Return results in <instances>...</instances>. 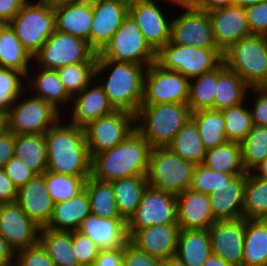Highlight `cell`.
<instances>
[{
    "label": "cell",
    "instance_id": "cell-42",
    "mask_svg": "<svg viewBox=\"0 0 267 266\" xmlns=\"http://www.w3.org/2000/svg\"><path fill=\"white\" fill-rule=\"evenodd\" d=\"M217 83L218 68L190 80L187 104L192 112L214 109Z\"/></svg>",
    "mask_w": 267,
    "mask_h": 266
},
{
    "label": "cell",
    "instance_id": "cell-22",
    "mask_svg": "<svg viewBox=\"0 0 267 266\" xmlns=\"http://www.w3.org/2000/svg\"><path fill=\"white\" fill-rule=\"evenodd\" d=\"M216 46L224 52L241 38L251 35L245 8L230 5L208 12Z\"/></svg>",
    "mask_w": 267,
    "mask_h": 266
},
{
    "label": "cell",
    "instance_id": "cell-20",
    "mask_svg": "<svg viewBox=\"0 0 267 266\" xmlns=\"http://www.w3.org/2000/svg\"><path fill=\"white\" fill-rule=\"evenodd\" d=\"M180 227L158 224L140 230H127L129 241L138 249L161 260L175 255Z\"/></svg>",
    "mask_w": 267,
    "mask_h": 266
},
{
    "label": "cell",
    "instance_id": "cell-43",
    "mask_svg": "<svg viewBox=\"0 0 267 266\" xmlns=\"http://www.w3.org/2000/svg\"><path fill=\"white\" fill-rule=\"evenodd\" d=\"M43 176L54 204L67 201L76 196L84 189L85 181L89 177L57 174L49 170H46Z\"/></svg>",
    "mask_w": 267,
    "mask_h": 266
},
{
    "label": "cell",
    "instance_id": "cell-7",
    "mask_svg": "<svg viewBox=\"0 0 267 266\" xmlns=\"http://www.w3.org/2000/svg\"><path fill=\"white\" fill-rule=\"evenodd\" d=\"M195 164L167 147L152 148L146 179L148 186L179 195L192 184Z\"/></svg>",
    "mask_w": 267,
    "mask_h": 266
},
{
    "label": "cell",
    "instance_id": "cell-27",
    "mask_svg": "<svg viewBox=\"0 0 267 266\" xmlns=\"http://www.w3.org/2000/svg\"><path fill=\"white\" fill-rule=\"evenodd\" d=\"M245 184L246 175H236L208 195L215 221L234 220L244 217Z\"/></svg>",
    "mask_w": 267,
    "mask_h": 266
},
{
    "label": "cell",
    "instance_id": "cell-12",
    "mask_svg": "<svg viewBox=\"0 0 267 266\" xmlns=\"http://www.w3.org/2000/svg\"><path fill=\"white\" fill-rule=\"evenodd\" d=\"M181 14L173 17L170 41L179 45L199 48H218L213 38L209 13L197 8L190 0H180Z\"/></svg>",
    "mask_w": 267,
    "mask_h": 266
},
{
    "label": "cell",
    "instance_id": "cell-44",
    "mask_svg": "<svg viewBox=\"0 0 267 266\" xmlns=\"http://www.w3.org/2000/svg\"><path fill=\"white\" fill-rule=\"evenodd\" d=\"M241 146L244 170L252 172L267 157V126L253 125Z\"/></svg>",
    "mask_w": 267,
    "mask_h": 266
},
{
    "label": "cell",
    "instance_id": "cell-62",
    "mask_svg": "<svg viewBox=\"0 0 267 266\" xmlns=\"http://www.w3.org/2000/svg\"><path fill=\"white\" fill-rule=\"evenodd\" d=\"M252 172L258 177L267 179V157Z\"/></svg>",
    "mask_w": 267,
    "mask_h": 266
},
{
    "label": "cell",
    "instance_id": "cell-40",
    "mask_svg": "<svg viewBox=\"0 0 267 266\" xmlns=\"http://www.w3.org/2000/svg\"><path fill=\"white\" fill-rule=\"evenodd\" d=\"M167 148L184 160L194 164H203L204 162L206 149L192 119L188 120L177 132Z\"/></svg>",
    "mask_w": 267,
    "mask_h": 266
},
{
    "label": "cell",
    "instance_id": "cell-25",
    "mask_svg": "<svg viewBox=\"0 0 267 266\" xmlns=\"http://www.w3.org/2000/svg\"><path fill=\"white\" fill-rule=\"evenodd\" d=\"M16 202L39 227H45L49 223L54 203L49 195L43 174L35 175L18 189Z\"/></svg>",
    "mask_w": 267,
    "mask_h": 266
},
{
    "label": "cell",
    "instance_id": "cell-29",
    "mask_svg": "<svg viewBox=\"0 0 267 266\" xmlns=\"http://www.w3.org/2000/svg\"><path fill=\"white\" fill-rule=\"evenodd\" d=\"M91 213L90 201L85 189L73 198L55 203L48 229L76 231L83 219Z\"/></svg>",
    "mask_w": 267,
    "mask_h": 266
},
{
    "label": "cell",
    "instance_id": "cell-39",
    "mask_svg": "<svg viewBox=\"0 0 267 266\" xmlns=\"http://www.w3.org/2000/svg\"><path fill=\"white\" fill-rule=\"evenodd\" d=\"M84 189L89 197L92 214L107 219L123 218L118 211L111 182L90 175L85 181Z\"/></svg>",
    "mask_w": 267,
    "mask_h": 266
},
{
    "label": "cell",
    "instance_id": "cell-21",
    "mask_svg": "<svg viewBox=\"0 0 267 266\" xmlns=\"http://www.w3.org/2000/svg\"><path fill=\"white\" fill-rule=\"evenodd\" d=\"M71 107L72 109H68L69 112H67L68 114L71 112L69 114L70 117L68 114L64 117L70 120L71 124L81 128H85L92 121L115 111L103 87L98 81L95 82V80L94 83L91 82L80 94L72 98L69 108Z\"/></svg>",
    "mask_w": 267,
    "mask_h": 266
},
{
    "label": "cell",
    "instance_id": "cell-45",
    "mask_svg": "<svg viewBox=\"0 0 267 266\" xmlns=\"http://www.w3.org/2000/svg\"><path fill=\"white\" fill-rule=\"evenodd\" d=\"M97 62H85L63 66L57 70L58 76L68 95L73 98L94 82Z\"/></svg>",
    "mask_w": 267,
    "mask_h": 266
},
{
    "label": "cell",
    "instance_id": "cell-37",
    "mask_svg": "<svg viewBox=\"0 0 267 266\" xmlns=\"http://www.w3.org/2000/svg\"><path fill=\"white\" fill-rule=\"evenodd\" d=\"M203 164L209 169L230 175H246L242 163V146L238 142H227L206 150Z\"/></svg>",
    "mask_w": 267,
    "mask_h": 266
},
{
    "label": "cell",
    "instance_id": "cell-54",
    "mask_svg": "<svg viewBox=\"0 0 267 266\" xmlns=\"http://www.w3.org/2000/svg\"><path fill=\"white\" fill-rule=\"evenodd\" d=\"M253 91V106H250L253 125L267 126V87L250 88Z\"/></svg>",
    "mask_w": 267,
    "mask_h": 266
},
{
    "label": "cell",
    "instance_id": "cell-11",
    "mask_svg": "<svg viewBox=\"0 0 267 266\" xmlns=\"http://www.w3.org/2000/svg\"><path fill=\"white\" fill-rule=\"evenodd\" d=\"M97 57L88 42L56 30L33 56V65L57 71L67 65L97 62Z\"/></svg>",
    "mask_w": 267,
    "mask_h": 266
},
{
    "label": "cell",
    "instance_id": "cell-2",
    "mask_svg": "<svg viewBox=\"0 0 267 266\" xmlns=\"http://www.w3.org/2000/svg\"><path fill=\"white\" fill-rule=\"evenodd\" d=\"M151 145L135 129L114 148L92 157L91 176L107 182L120 178L146 176Z\"/></svg>",
    "mask_w": 267,
    "mask_h": 266
},
{
    "label": "cell",
    "instance_id": "cell-46",
    "mask_svg": "<svg viewBox=\"0 0 267 266\" xmlns=\"http://www.w3.org/2000/svg\"><path fill=\"white\" fill-rule=\"evenodd\" d=\"M249 102L221 110L225 120L227 140L241 143L252 129V115Z\"/></svg>",
    "mask_w": 267,
    "mask_h": 266
},
{
    "label": "cell",
    "instance_id": "cell-55",
    "mask_svg": "<svg viewBox=\"0 0 267 266\" xmlns=\"http://www.w3.org/2000/svg\"><path fill=\"white\" fill-rule=\"evenodd\" d=\"M15 134L6 127L0 131V169L14 156Z\"/></svg>",
    "mask_w": 267,
    "mask_h": 266
},
{
    "label": "cell",
    "instance_id": "cell-41",
    "mask_svg": "<svg viewBox=\"0 0 267 266\" xmlns=\"http://www.w3.org/2000/svg\"><path fill=\"white\" fill-rule=\"evenodd\" d=\"M243 211L245 219H267V179L253 172L246 174Z\"/></svg>",
    "mask_w": 267,
    "mask_h": 266
},
{
    "label": "cell",
    "instance_id": "cell-65",
    "mask_svg": "<svg viewBox=\"0 0 267 266\" xmlns=\"http://www.w3.org/2000/svg\"><path fill=\"white\" fill-rule=\"evenodd\" d=\"M41 1L46 2V3L50 4L51 6L55 7V6H58L61 4L78 2V1H82V0H41Z\"/></svg>",
    "mask_w": 267,
    "mask_h": 266
},
{
    "label": "cell",
    "instance_id": "cell-32",
    "mask_svg": "<svg viewBox=\"0 0 267 266\" xmlns=\"http://www.w3.org/2000/svg\"><path fill=\"white\" fill-rule=\"evenodd\" d=\"M249 90L250 87L235 72L230 71L222 63L218 67L214 110L221 111L245 102L246 96L252 92Z\"/></svg>",
    "mask_w": 267,
    "mask_h": 266
},
{
    "label": "cell",
    "instance_id": "cell-36",
    "mask_svg": "<svg viewBox=\"0 0 267 266\" xmlns=\"http://www.w3.org/2000/svg\"><path fill=\"white\" fill-rule=\"evenodd\" d=\"M203 146L206 150L229 142L226 137L225 120L220 110L204 109L192 112Z\"/></svg>",
    "mask_w": 267,
    "mask_h": 266
},
{
    "label": "cell",
    "instance_id": "cell-24",
    "mask_svg": "<svg viewBox=\"0 0 267 266\" xmlns=\"http://www.w3.org/2000/svg\"><path fill=\"white\" fill-rule=\"evenodd\" d=\"M176 198L180 229L205 230L215 222L208 194L188 188Z\"/></svg>",
    "mask_w": 267,
    "mask_h": 266
},
{
    "label": "cell",
    "instance_id": "cell-10",
    "mask_svg": "<svg viewBox=\"0 0 267 266\" xmlns=\"http://www.w3.org/2000/svg\"><path fill=\"white\" fill-rule=\"evenodd\" d=\"M97 60L130 62L148 67L156 62V52L146 42L135 18L128 13Z\"/></svg>",
    "mask_w": 267,
    "mask_h": 266
},
{
    "label": "cell",
    "instance_id": "cell-19",
    "mask_svg": "<svg viewBox=\"0 0 267 266\" xmlns=\"http://www.w3.org/2000/svg\"><path fill=\"white\" fill-rule=\"evenodd\" d=\"M212 254L234 266H242L245 218L215 221L209 228Z\"/></svg>",
    "mask_w": 267,
    "mask_h": 266
},
{
    "label": "cell",
    "instance_id": "cell-6",
    "mask_svg": "<svg viewBox=\"0 0 267 266\" xmlns=\"http://www.w3.org/2000/svg\"><path fill=\"white\" fill-rule=\"evenodd\" d=\"M156 63L191 80L218 68L223 63V52L219 48H199L169 41L156 53Z\"/></svg>",
    "mask_w": 267,
    "mask_h": 266
},
{
    "label": "cell",
    "instance_id": "cell-50",
    "mask_svg": "<svg viewBox=\"0 0 267 266\" xmlns=\"http://www.w3.org/2000/svg\"><path fill=\"white\" fill-rule=\"evenodd\" d=\"M16 266H55V263L46 254L38 243L31 247L19 250L15 256Z\"/></svg>",
    "mask_w": 267,
    "mask_h": 266
},
{
    "label": "cell",
    "instance_id": "cell-13",
    "mask_svg": "<svg viewBox=\"0 0 267 266\" xmlns=\"http://www.w3.org/2000/svg\"><path fill=\"white\" fill-rule=\"evenodd\" d=\"M135 129V115L122 110H115L92 121L84 128L91 158L100 152L114 148Z\"/></svg>",
    "mask_w": 267,
    "mask_h": 266
},
{
    "label": "cell",
    "instance_id": "cell-52",
    "mask_svg": "<svg viewBox=\"0 0 267 266\" xmlns=\"http://www.w3.org/2000/svg\"><path fill=\"white\" fill-rule=\"evenodd\" d=\"M162 261L138 249L130 241L123 247L122 266H162Z\"/></svg>",
    "mask_w": 267,
    "mask_h": 266
},
{
    "label": "cell",
    "instance_id": "cell-59",
    "mask_svg": "<svg viewBox=\"0 0 267 266\" xmlns=\"http://www.w3.org/2000/svg\"><path fill=\"white\" fill-rule=\"evenodd\" d=\"M16 253L0 233V266H12L15 264Z\"/></svg>",
    "mask_w": 267,
    "mask_h": 266
},
{
    "label": "cell",
    "instance_id": "cell-3",
    "mask_svg": "<svg viewBox=\"0 0 267 266\" xmlns=\"http://www.w3.org/2000/svg\"><path fill=\"white\" fill-rule=\"evenodd\" d=\"M146 69L144 65L130 62L97 60L95 78H98V83L115 110L136 115L142 105ZM102 74H106V77L103 76L105 79L101 78Z\"/></svg>",
    "mask_w": 267,
    "mask_h": 266
},
{
    "label": "cell",
    "instance_id": "cell-33",
    "mask_svg": "<svg viewBox=\"0 0 267 266\" xmlns=\"http://www.w3.org/2000/svg\"><path fill=\"white\" fill-rule=\"evenodd\" d=\"M38 243L55 263V266H81L74 254L72 231L53 230L42 227Z\"/></svg>",
    "mask_w": 267,
    "mask_h": 266
},
{
    "label": "cell",
    "instance_id": "cell-58",
    "mask_svg": "<svg viewBox=\"0 0 267 266\" xmlns=\"http://www.w3.org/2000/svg\"><path fill=\"white\" fill-rule=\"evenodd\" d=\"M28 0H0V23H9Z\"/></svg>",
    "mask_w": 267,
    "mask_h": 266
},
{
    "label": "cell",
    "instance_id": "cell-5",
    "mask_svg": "<svg viewBox=\"0 0 267 266\" xmlns=\"http://www.w3.org/2000/svg\"><path fill=\"white\" fill-rule=\"evenodd\" d=\"M223 63L250 88L267 87V36L241 38L223 52Z\"/></svg>",
    "mask_w": 267,
    "mask_h": 266
},
{
    "label": "cell",
    "instance_id": "cell-23",
    "mask_svg": "<svg viewBox=\"0 0 267 266\" xmlns=\"http://www.w3.org/2000/svg\"><path fill=\"white\" fill-rule=\"evenodd\" d=\"M88 236L100 250L123 248L129 241L124 218H103L90 213L76 230Z\"/></svg>",
    "mask_w": 267,
    "mask_h": 266
},
{
    "label": "cell",
    "instance_id": "cell-63",
    "mask_svg": "<svg viewBox=\"0 0 267 266\" xmlns=\"http://www.w3.org/2000/svg\"><path fill=\"white\" fill-rule=\"evenodd\" d=\"M162 266H186L176 255L170 256L162 261Z\"/></svg>",
    "mask_w": 267,
    "mask_h": 266
},
{
    "label": "cell",
    "instance_id": "cell-38",
    "mask_svg": "<svg viewBox=\"0 0 267 266\" xmlns=\"http://www.w3.org/2000/svg\"><path fill=\"white\" fill-rule=\"evenodd\" d=\"M120 215L127 221L136 211L148 182L146 176L120 178L111 182Z\"/></svg>",
    "mask_w": 267,
    "mask_h": 266
},
{
    "label": "cell",
    "instance_id": "cell-18",
    "mask_svg": "<svg viewBox=\"0 0 267 266\" xmlns=\"http://www.w3.org/2000/svg\"><path fill=\"white\" fill-rule=\"evenodd\" d=\"M40 229L17 202L0 204V233L15 253L38 244Z\"/></svg>",
    "mask_w": 267,
    "mask_h": 266
},
{
    "label": "cell",
    "instance_id": "cell-48",
    "mask_svg": "<svg viewBox=\"0 0 267 266\" xmlns=\"http://www.w3.org/2000/svg\"><path fill=\"white\" fill-rule=\"evenodd\" d=\"M233 176L209 169L204 164H195L190 188L209 195L227 183Z\"/></svg>",
    "mask_w": 267,
    "mask_h": 266
},
{
    "label": "cell",
    "instance_id": "cell-56",
    "mask_svg": "<svg viewBox=\"0 0 267 266\" xmlns=\"http://www.w3.org/2000/svg\"><path fill=\"white\" fill-rule=\"evenodd\" d=\"M123 248L100 250L93 266H122Z\"/></svg>",
    "mask_w": 267,
    "mask_h": 266
},
{
    "label": "cell",
    "instance_id": "cell-66",
    "mask_svg": "<svg viewBox=\"0 0 267 266\" xmlns=\"http://www.w3.org/2000/svg\"><path fill=\"white\" fill-rule=\"evenodd\" d=\"M5 128V115L0 113V131Z\"/></svg>",
    "mask_w": 267,
    "mask_h": 266
},
{
    "label": "cell",
    "instance_id": "cell-64",
    "mask_svg": "<svg viewBox=\"0 0 267 266\" xmlns=\"http://www.w3.org/2000/svg\"><path fill=\"white\" fill-rule=\"evenodd\" d=\"M263 1L265 0H233V5H237V6L245 8L251 5L259 4Z\"/></svg>",
    "mask_w": 267,
    "mask_h": 266
},
{
    "label": "cell",
    "instance_id": "cell-4",
    "mask_svg": "<svg viewBox=\"0 0 267 266\" xmlns=\"http://www.w3.org/2000/svg\"><path fill=\"white\" fill-rule=\"evenodd\" d=\"M191 114L187 103L142 104L135 115V128L152 148L167 147Z\"/></svg>",
    "mask_w": 267,
    "mask_h": 266
},
{
    "label": "cell",
    "instance_id": "cell-35",
    "mask_svg": "<svg viewBox=\"0 0 267 266\" xmlns=\"http://www.w3.org/2000/svg\"><path fill=\"white\" fill-rule=\"evenodd\" d=\"M14 156L21 159L36 175L43 174L47 170L44 134L15 135Z\"/></svg>",
    "mask_w": 267,
    "mask_h": 266
},
{
    "label": "cell",
    "instance_id": "cell-17",
    "mask_svg": "<svg viewBox=\"0 0 267 266\" xmlns=\"http://www.w3.org/2000/svg\"><path fill=\"white\" fill-rule=\"evenodd\" d=\"M130 0H91L90 47L99 54L124 22Z\"/></svg>",
    "mask_w": 267,
    "mask_h": 266
},
{
    "label": "cell",
    "instance_id": "cell-1",
    "mask_svg": "<svg viewBox=\"0 0 267 266\" xmlns=\"http://www.w3.org/2000/svg\"><path fill=\"white\" fill-rule=\"evenodd\" d=\"M44 136L47 170L71 176L91 175L92 158L84 128L71 124L62 116Z\"/></svg>",
    "mask_w": 267,
    "mask_h": 266
},
{
    "label": "cell",
    "instance_id": "cell-57",
    "mask_svg": "<svg viewBox=\"0 0 267 266\" xmlns=\"http://www.w3.org/2000/svg\"><path fill=\"white\" fill-rule=\"evenodd\" d=\"M18 189L7 176L4 169H0V204L16 202Z\"/></svg>",
    "mask_w": 267,
    "mask_h": 266
},
{
    "label": "cell",
    "instance_id": "cell-60",
    "mask_svg": "<svg viewBox=\"0 0 267 266\" xmlns=\"http://www.w3.org/2000/svg\"><path fill=\"white\" fill-rule=\"evenodd\" d=\"M197 8L207 12L233 5V0H190Z\"/></svg>",
    "mask_w": 267,
    "mask_h": 266
},
{
    "label": "cell",
    "instance_id": "cell-8",
    "mask_svg": "<svg viewBox=\"0 0 267 266\" xmlns=\"http://www.w3.org/2000/svg\"><path fill=\"white\" fill-rule=\"evenodd\" d=\"M9 24L33 57L56 31L53 6L41 0H28Z\"/></svg>",
    "mask_w": 267,
    "mask_h": 266
},
{
    "label": "cell",
    "instance_id": "cell-49",
    "mask_svg": "<svg viewBox=\"0 0 267 266\" xmlns=\"http://www.w3.org/2000/svg\"><path fill=\"white\" fill-rule=\"evenodd\" d=\"M72 245L80 265L93 266L100 252L99 247L88 236L78 231H72Z\"/></svg>",
    "mask_w": 267,
    "mask_h": 266
},
{
    "label": "cell",
    "instance_id": "cell-16",
    "mask_svg": "<svg viewBox=\"0 0 267 266\" xmlns=\"http://www.w3.org/2000/svg\"><path fill=\"white\" fill-rule=\"evenodd\" d=\"M127 230H140L158 224H177L176 195L147 186Z\"/></svg>",
    "mask_w": 267,
    "mask_h": 266
},
{
    "label": "cell",
    "instance_id": "cell-31",
    "mask_svg": "<svg viewBox=\"0 0 267 266\" xmlns=\"http://www.w3.org/2000/svg\"><path fill=\"white\" fill-rule=\"evenodd\" d=\"M33 57L24 48L15 30L9 23L0 25V67L10 68L22 72L27 76Z\"/></svg>",
    "mask_w": 267,
    "mask_h": 266
},
{
    "label": "cell",
    "instance_id": "cell-14",
    "mask_svg": "<svg viewBox=\"0 0 267 266\" xmlns=\"http://www.w3.org/2000/svg\"><path fill=\"white\" fill-rule=\"evenodd\" d=\"M189 83L179 72L152 63L144 75L142 104L187 103Z\"/></svg>",
    "mask_w": 267,
    "mask_h": 266
},
{
    "label": "cell",
    "instance_id": "cell-30",
    "mask_svg": "<svg viewBox=\"0 0 267 266\" xmlns=\"http://www.w3.org/2000/svg\"><path fill=\"white\" fill-rule=\"evenodd\" d=\"M212 254L208 229H180L175 255L186 266H202Z\"/></svg>",
    "mask_w": 267,
    "mask_h": 266
},
{
    "label": "cell",
    "instance_id": "cell-15",
    "mask_svg": "<svg viewBox=\"0 0 267 266\" xmlns=\"http://www.w3.org/2000/svg\"><path fill=\"white\" fill-rule=\"evenodd\" d=\"M179 1L160 0L159 2H167L176 6ZM159 2L157 0L129 1V14L135 18L146 42L156 53L170 41L172 22V18L170 20L167 17L168 14L165 13L167 10L161 9Z\"/></svg>",
    "mask_w": 267,
    "mask_h": 266
},
{
    "label": "cell",
    "instance_id": "cell-26",
    "mask_svg": "<svg viewBox=\"0 0 267 266\" xmlns=\"http://www.w3.org/2000/svg\"><path fill=\"white\" fill-rule=\"evenodd\" d=\"M33 67L35 66L32 64L26 76V80L28 81H26V90H30L29 92L31 95L33 94V96L43 99L51 104L61 114L66 113L64 111L67 110V106H71L70 103L72 102V98L66 92L57 71L43 69L41 67ZM36 69L37 71H35ZM32 72H34L33 75Z\"/></svg>",
    "mask_w": 267,
    "mask_h": 266
},
{
    "label": "cell",
    "instance_id": "cell-51",
    "mask_svg": "<svg viewBox=\"0 0 267 266\" xmlns=\"http://www.w3.org/2000/svg\"><path fill=\"white\" fill-rule=\"evenodd\" d=\"M251 34L267 36V0L245 7Z\"/></svg>",
    "mask_w": 267,
    "mask_h": 266
},
{
    "label": "cell",
    "instance_id": "cell-61",
    "mask_svg": "<svg viewBox=\"0 0 267 266\" xmlns=\"http://www.w3.org/2000/svg\"><path fill=\"white\" fill-rule=\"evenodd\" d=\"M202 266H234L230 263H227L225 260L221 259L220 257L211 254L205 261Z\"/></svg>",
    "mask_w": 267,
    "mask_h": 266
},
{
    "label": "cell",
    "instance_id": "cell-9",
    "mask_svg": "<svg viewBox=\"0 0 267 266\" xmlns=\"http://www.w3.org/2000/svg\"><path fill=\"white\" fill-rule=\"evenodd\" d=\"M25 92H27V94ZM28 94V90L26 91L25 89L11 109L5 114V127L15 135H43L64 116V114L62 115L43 99L33 95L28 96Z\"/></svg>",
    "mask_w": 267,
    "mask_h": 266
},
{
    "label": "cell",
    "instance_id": "cell-34",
    "mask_svg": "<svg viewBox=\"0 0 267 266\" xmlns=\"http://www.w3.org/2000/svg\"><path fill=\"white\" fill-rule=\"evenodd\" d=\"M242 266H267V219H245Z\"/></svg>",
    "mask_w": 267,
    "mask_h": 266
},
{
    "label": "cell",
    "instance_id": "cell-28",
    "mask_svg": "<svg viewBox=\"0 0 267 266\" xmlns=\"http://www.w3.org/2000/svg\"><path fill=\"white\" fill-rule=\"evenodd\" d=\"M56 30L81 38L90 45L93 11L91 0L65 3L53 7Z\"/></svg>",
    "mask_w": 267,
    "mask_h": 266
},
{
    "label": "cell",
    "instance_id": "cell-53",
    "mask_svg": "<svg viewBox=\"0 0 267 266\" xmlns=\"http://www.w3.org/2000/svg\"><path fill=\"white\" fill-rule=\"evenodd\" d=\"M7 176L17 189L23 187L36 174L18 157L13 156L4 167Z\"/></svg>",
    "mask_w": 267,
    "mask_h": 266
},
{
    "label": "cell",
    "instance_id": "cell-47",
    "mask_svg": "<svg viewBox=\"0 0 267 266\" xmlns=\"http://www.w3.org/2000/svg\"><path fill=\"white\" fill-rule=\"evenodd\" d=\"M25 79L22 72L0 67V113L5 115L25 91Z\"/></svg>",
    "mask_w": 267,
    "mask_h": 266
}]
</instances>
